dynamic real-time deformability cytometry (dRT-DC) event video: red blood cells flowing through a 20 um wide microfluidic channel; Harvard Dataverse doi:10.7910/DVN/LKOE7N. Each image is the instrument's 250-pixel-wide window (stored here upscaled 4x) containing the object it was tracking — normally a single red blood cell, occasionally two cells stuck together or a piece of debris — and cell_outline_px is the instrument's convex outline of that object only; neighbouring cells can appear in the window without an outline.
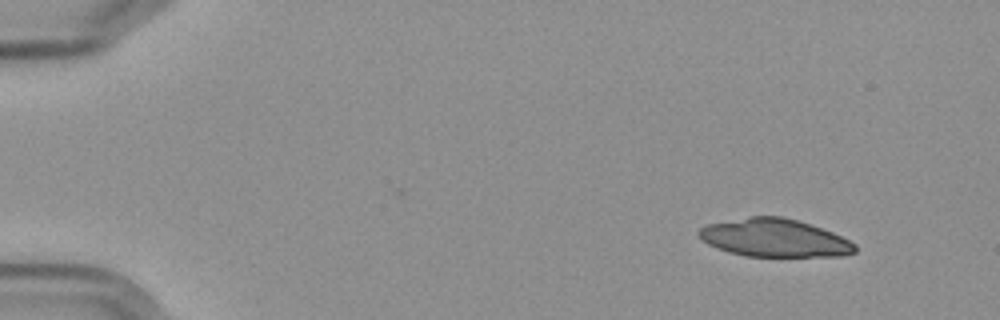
{"species": "Egyptian fruit bat (a non-hibernating species)", "species_latin": "Rousettus aegyptiacus", "temperature_condition": "cold", "stored_images_in_passage": 10, "camera_frame_rate_fps": 3000, "um_per_image_px": 0.085, "frame": {"image": 1, "passage_image": 1, "time_ms": 0.0, "image_size_px": [1000, 320], "cell_outline_px": [[856, 252], [840, 256], [744, 256], [728, 252], [716, 248], [700, 240], [696, 232], [700, 228], [708, 224], [748, 216], [784, 216], [832, 232], [856, 244]], "centroid_in_image_um": [65.77, 20.22], "position_along_channel_um": 19.2, "area_um2": 34.56}}